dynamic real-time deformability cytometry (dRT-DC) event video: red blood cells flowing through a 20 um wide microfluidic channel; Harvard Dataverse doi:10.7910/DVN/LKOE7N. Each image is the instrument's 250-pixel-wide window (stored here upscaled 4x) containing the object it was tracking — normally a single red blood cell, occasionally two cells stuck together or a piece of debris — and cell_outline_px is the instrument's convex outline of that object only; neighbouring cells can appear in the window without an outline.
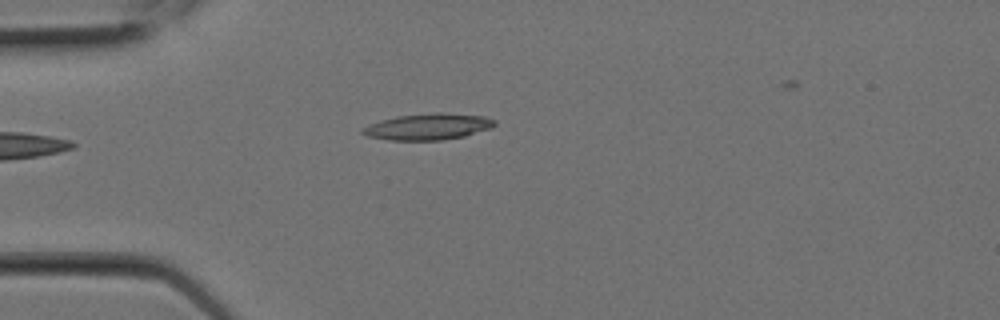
{"species": "Egyptian fruit bat (a non-hibernating species)", "species_latin": "Rousettus aegyptiacus", "temperature_condition": "room temperature", "stored_images_in_passage": 4, "camera_frame_rate_fps": 3000, "um_per_image_px": 0.085, "animal": {"sex": "female"}, "frame": {"image": 1, "passage_image": 1, "time_ms": 0.0, "image_size_px": [1000, 320], "cell_outline_px": [[496, 124], [492, 128], [464, 136], [440, 140], [388, 140], [368, 136], [360, 132], [360, 128], [396, 116], [440, 112], [484, 116], [496, 120]], "centroid_in_image_um": [36.41, 10.77], "position_along_channel_um": 48.6, "area_um2": 20.11}}
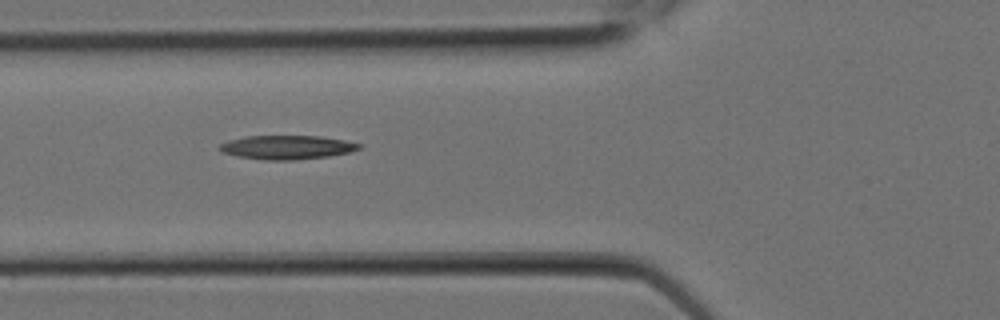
{"frame": {"image": 2, "passage_image": 3, "time_ms": 0.667, "image_size_px": [1000, 320], "cell_outline_px": [[360, 148], [348, 152], [328, 156], [296, 160], [264, 160], [236, 156], [220, 152], [220, 144], [228, 140], [244, 136], [320, 136], [344, 140], [360, 144]], "centroid_in_image_um": [24.33, 12.52], "position_along_channel_um": 101.5, "area_um2": 19.36}}
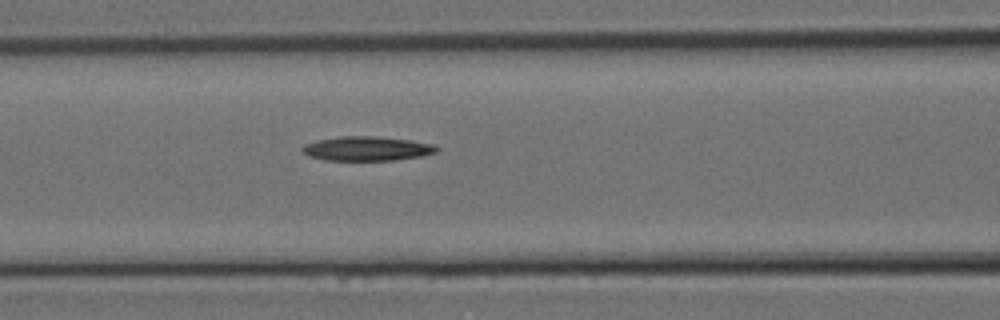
{"frame": {"image": 3, "passage_image": 4, "time_ms": 1.0, "image_size_px": [1000, 320], "cell_outline_px": [[440, 148], [436, 152], [420, 156], [392, 160], [324, 160], [308, 156], [300, 152], [300, 148], [304, 144], [316, 140], [340, 136], [376, 136], [412, 140], [436, 144]], "centroid_in_image_um": [31.16, 12.62], "position_along_channel_um": 135.4, "area_um2": 19.31}}